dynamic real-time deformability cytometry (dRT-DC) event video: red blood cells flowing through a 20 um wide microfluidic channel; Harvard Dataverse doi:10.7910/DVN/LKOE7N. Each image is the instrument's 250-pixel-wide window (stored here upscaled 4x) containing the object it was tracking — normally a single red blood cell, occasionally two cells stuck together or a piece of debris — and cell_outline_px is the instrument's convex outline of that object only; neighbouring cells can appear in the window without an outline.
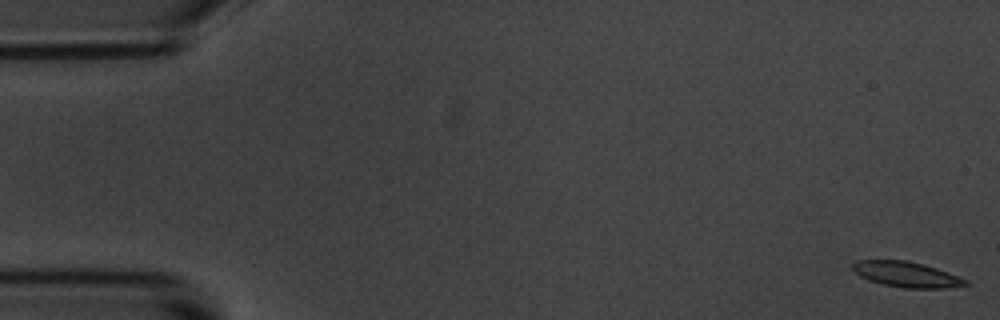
{"species": "common noctule bat (a hibernating species)", "species_latin": "Nyctalus noctula", "temperature_condition": "room temperature", "stored_images_in_passage": 11, "camera_frame_rate_fps": 3000, "um_per_image_px": 0.085, "animal": {"sex": "male", "body_mass_g": 20.1, "forearm_length_mm": 53.5}, "frame": {"image": 1, "passage_image": 1, "time_ms": 0.0, "image_size_px": [1000, 320], "cell_outline_px": [[972, 284], [944, 288], [904, 288], [884, 284], [868, 280], [860, 276], [852, 268], [852, 264], [856, 260], [904, 260], [924, 264], [936, 268], [968, 280]], "centroid_in_image_um": [77.06, 23.32], "position_along_channel_um": 7.9, "area_um2": 16.65}}